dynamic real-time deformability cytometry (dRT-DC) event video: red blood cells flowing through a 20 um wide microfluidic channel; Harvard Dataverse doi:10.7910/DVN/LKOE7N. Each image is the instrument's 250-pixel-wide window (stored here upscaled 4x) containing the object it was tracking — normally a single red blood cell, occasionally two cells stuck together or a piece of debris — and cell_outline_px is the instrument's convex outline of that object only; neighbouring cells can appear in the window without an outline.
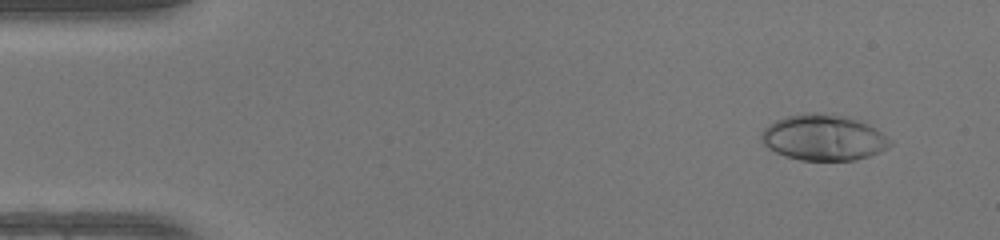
{"species": "human", "species_latin": "Homo sapiens", "temperature_condition": "warm", "stored_images_in_passage": 49, "camera_frame_rate_fps": 3000, "um_per_image_px": 0.085, "donor": {"sex": "female"}, "frame": {"image": 1, "passage_image": 4, "time_ms": 1.0, "image_size_px": [1000, 240], "cell_outline_px": [[892, 144], [888, 148], [868, 156], [856, 160], [800, 160], [784, 156], [768, 148], [764, 144], [760, 136], [760, 132], [768, 124], [776, 120], [788, 116], [804, 112], [816, 112], [844, 116], [868, 124], [876, 128], [892, 140]], "centroid_in_image_um": [69.98, 11.69], "position_along_channel_um": 15.0, "area_um2": 34.51}}
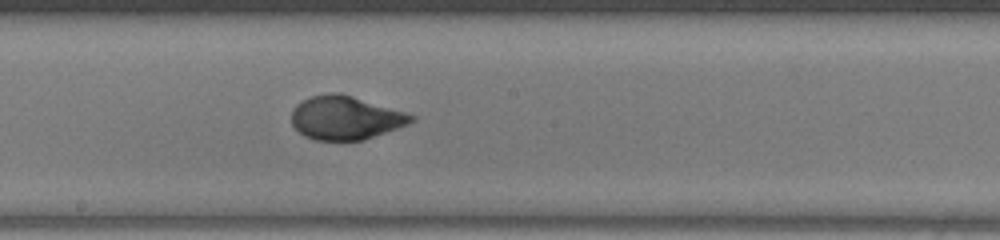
{"frame": {"image": 2, "passage_image": 27, "time_ms": 8.667, "image_size_px": [1000, 240], "cell_outline_px": [[416, 120], [408, 124], [364, 140], [316, 140], [304, 136], [292, 124], [292, 108], [296, 104], [312, 96], [328, 92], [340, 92], [404, 112], [416, 116]], "centroid_in_image_um": [29.35, 10.01], "position_along_channel_um": 218.8, "area_um2": 30.29}}
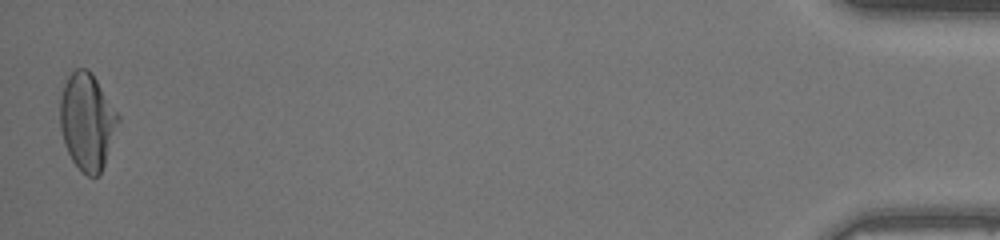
{"frame": {"image": 3, "passage_image": 49, "time_ms": 16.0, "image_size_px": [1000, 240], "cell_outline_px": [[120, 120], [100, 176], [88, 176], [80, 172], [72, 160], [64, 144], [60, 128], [60, 100], [64, 84], [68, 76], [76, 68], [88, 68], [92, 72], [120, 116]], "centroid_in_image_um": [7.41, 10.33], "position_along_channel_um": 427.8, "area_um2": 32.95}, "authors_computed_cell_mechanics": {"area_um2": 31.0964, "velocity_mm_per_s": 4.1877, "shape_relaxation_time_tau1_ms": 4.5462, "shape_relaxation_time_tau2_ms": null, "deformation_change_tau1": 0.2392, "deformation_change_tau2": null}}